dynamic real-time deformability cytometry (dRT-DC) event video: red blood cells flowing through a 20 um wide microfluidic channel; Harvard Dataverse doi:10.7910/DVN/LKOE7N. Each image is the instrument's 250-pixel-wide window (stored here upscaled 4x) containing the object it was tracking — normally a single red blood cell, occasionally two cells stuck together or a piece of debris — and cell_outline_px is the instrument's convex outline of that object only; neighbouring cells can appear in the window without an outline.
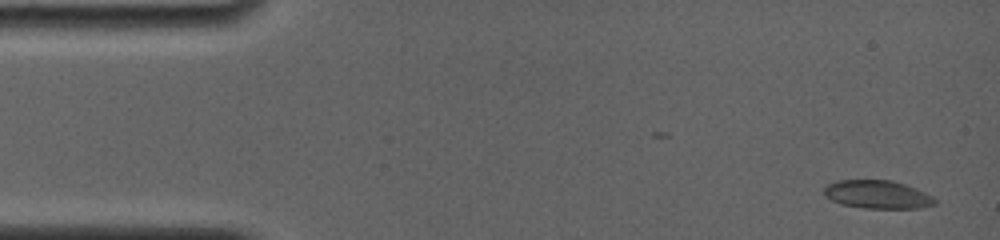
{"species": "common noctule bat (a hibernating species)", "species_latin": "Nyctalus noctula", "temperature_condition": "room temperature", "stored_images_in_passage": 35, "camera_frame_rate_fps": 4000, "um_per_image_px": 0.085, "animal": {"sex": "female", "body_mass_g": 19.0, "forearm_length_mm": 56.7}, "frame": {"image": 1, "passage_image": 1, "time_ms": 0.0, "image_size_px": [1000, 240], "cell_outline_px": [[936, 204], [920, 208], [864, 208], [840, 204], [824, 196], [824, 188], [828, 184], [840, 180], [892, 180], [916, 188], [932, 196], [936, 200]], "centroid_in_image_um": [74.58, 16.53], "position_along_channel_um": 10.4, "area_um2": 18.21}}
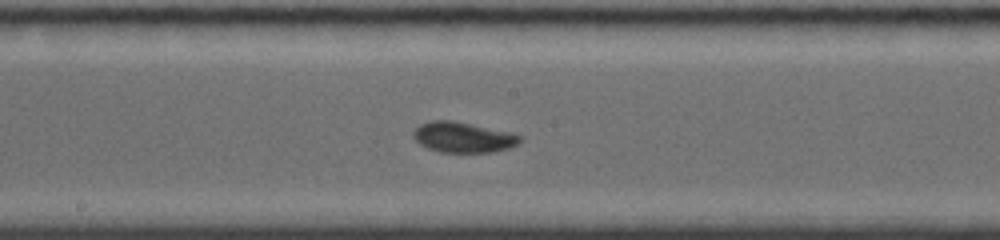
{"frame": {"image": 2, "passage_image": 16, "time_ms": 8.25, "image_size_px": [1000, 240], "cell_outline_px": [[524, 140], [508, 148], [492, 152], [440, 152], [428, 148], [420, 144], [412, 136], [412, 132], [420, 124], [432, 120], [452, 120], [512, 132], [524, 136]], "centroid_in_image_um": [39.39, 11.66], "position_along_channel_um": 208.8, "area_um2": 19.07}}
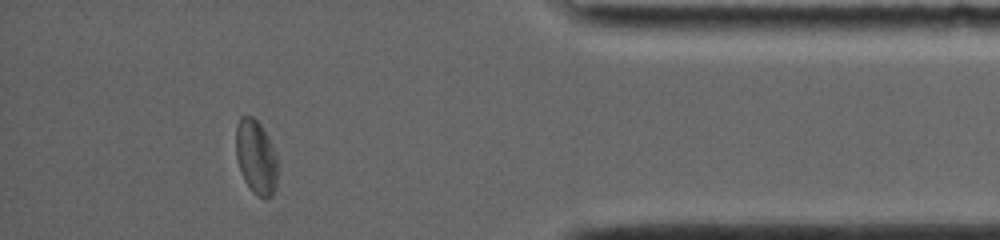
{"frame": {"image": 3, "passage_image": 30, "time_ms": 14.25, "image_size_px": [1000, 240], "cell_outline_px": [[276, 188], [272, 196], [256, 196], [252, 192], [244, 180], [236, 156], [236, 128], [240, 116], [252, 116], [260, 124], [268, 136], [272, 144], [276, 156]], "centroid_in_image_um": [21.75, 13.34], "position_along_channel_um": 413.4, "area_um2": 17.86}, "authors_computed_cell_mechanics": {"area_um2": 18.207, "velocity_mm_per_s": 3.7736, "shape_relaxation_time_tau1_ms": 8.8222, "shape_relaxation_time_tau2_ms": 2.593, "deformation_change_tau1": 0.149, "deformation_change_tau2": 0.0568}}